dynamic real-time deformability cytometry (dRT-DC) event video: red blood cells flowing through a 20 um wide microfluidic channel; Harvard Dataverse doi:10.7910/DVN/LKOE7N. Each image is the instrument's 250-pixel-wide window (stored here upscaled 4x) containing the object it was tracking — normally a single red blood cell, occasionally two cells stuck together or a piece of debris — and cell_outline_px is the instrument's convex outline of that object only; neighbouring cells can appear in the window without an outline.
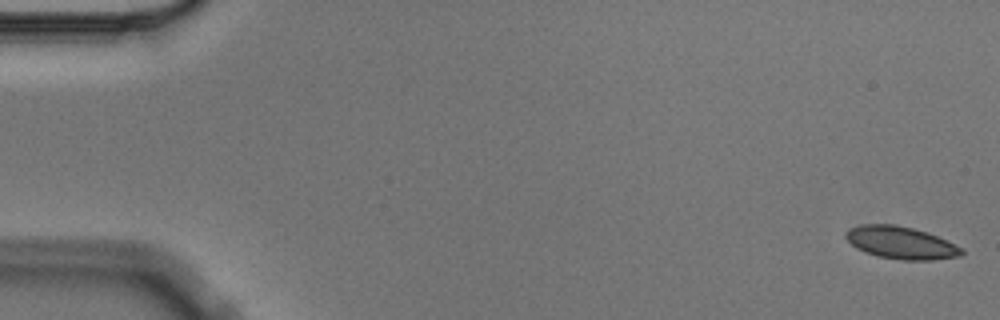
{"species": "Egyptian fruit bat (a non-hibernating species)", "species_latin": "Rousettus aegyptiacus", "temperature_condition": "cold", "stored_images_in_passage": 6, "camera_frame_rate_fps": 3000, "um_per_image_px": 0.085, "animal": {"sex": "male"}, "frame": {"image": 1, "passage_image": 1, "time_ms": 0.0, "image_size_px": [1000, 320], "cell_outline_px": [[964, 252], [960, 256], [932, 260], [900, 260], [876, 256], [856, 248], [844, 236], [844, 232], [848, 228], [860, 224], [896, 224], [912, 228], [936, 236], [964, 248]], "centroid_in_image_um": [76.55, 20.63], "position_along_channel_um": 8.5, "area_um2": 21.96}}